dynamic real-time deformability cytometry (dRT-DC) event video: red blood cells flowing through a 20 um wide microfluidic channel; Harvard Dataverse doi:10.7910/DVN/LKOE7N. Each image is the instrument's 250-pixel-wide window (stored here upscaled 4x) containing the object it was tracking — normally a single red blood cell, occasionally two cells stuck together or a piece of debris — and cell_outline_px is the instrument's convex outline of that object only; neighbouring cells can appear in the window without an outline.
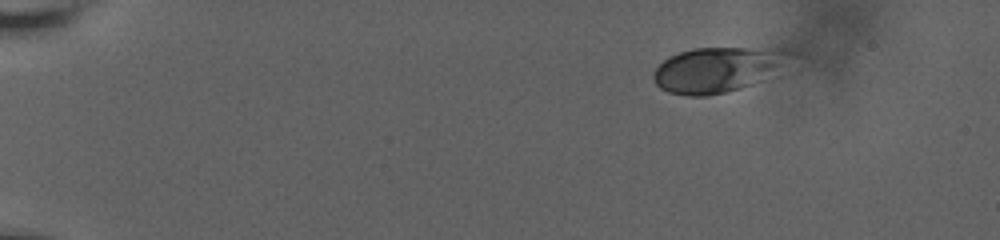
{"species": "human", "species_latin": "Homo sapiens", "temperature_condition": "room temperature", "stored_images_in_passage": 32, "camera_frame_rate_fps": 3000, "um_per_image_px": 0.085, "donor": {"sex": "male"}, "frame": {"image": 1, "passage_image": 1, "time_ms": 0.0, "image_size_px": [1000, 240], "cell_outline_px": [[792, 52], [752, 84], [740, 88], [708, 96], [688, 96], [668, 92], [660, 88], [652, 80], [652, 76], [656, 68], [668, 56], [680, 52], [696, 48], [780, 48]], "centroid_in_image_um": [60.78, 5.92], "position_along_channel_um": 24.2, "area_um2": 34.51}}
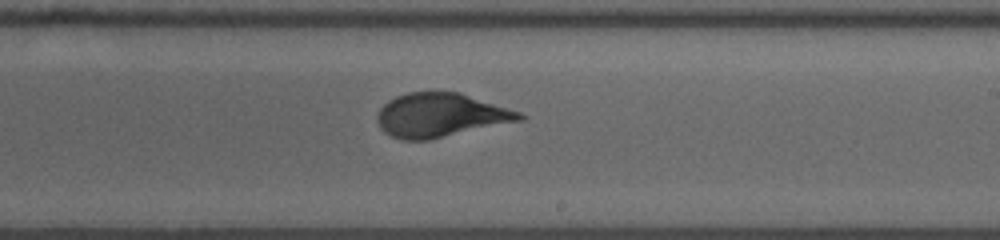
{"frame": {"image": 2, "passage_image": 18, "time_ms": 9.667, "image_size_px": [1000, 240], "cell_outline_px": [[528, 116], [524, 120], [428, 140], [404, 140], [392, 136], [384, 132], [380, 128], [376, 120], [376, 116], [380, 108], [388, 100], [396, 96], [408, 92], [460, 92], [520, 112]], "centroid_in_image_um": [37.45, 9.79], "position_along_channel_um": 251.6, "area_um2": 36.47}}
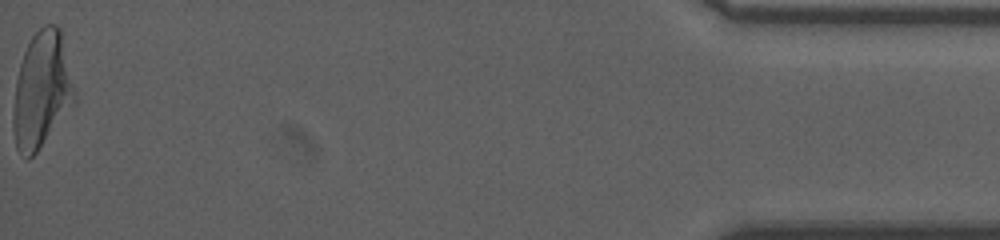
{"frame": {"image": 3, "passage_image": 32, "time_ms": 17.0, "image_size_px": [1000, 240], "cell_outline_px": [[76, 100], [36, 152], [28, 160], [24, 160], [16, 148], [12, 128], [12, 116], [16, 80], [20, 64], [24, 52], [32, 36], [44, 24], [56, 24], [60, 28], [76, 92]], "centroid_in_image_um": [3.53, 7.67], "position_along_channel_um": 431.7, "area_um2": 41.44}, "authors_computed_cell_mechanics": {"area_um2": 36.5007, "velocity_mm_per_s": 3.6172, "shape_relaxation_time_tau1_ms": 5.5183, "shape_relaxation_time_tau2_ms": null, "deformation_change_tau1": 0.1827, "deformation_change_tau2": null}}